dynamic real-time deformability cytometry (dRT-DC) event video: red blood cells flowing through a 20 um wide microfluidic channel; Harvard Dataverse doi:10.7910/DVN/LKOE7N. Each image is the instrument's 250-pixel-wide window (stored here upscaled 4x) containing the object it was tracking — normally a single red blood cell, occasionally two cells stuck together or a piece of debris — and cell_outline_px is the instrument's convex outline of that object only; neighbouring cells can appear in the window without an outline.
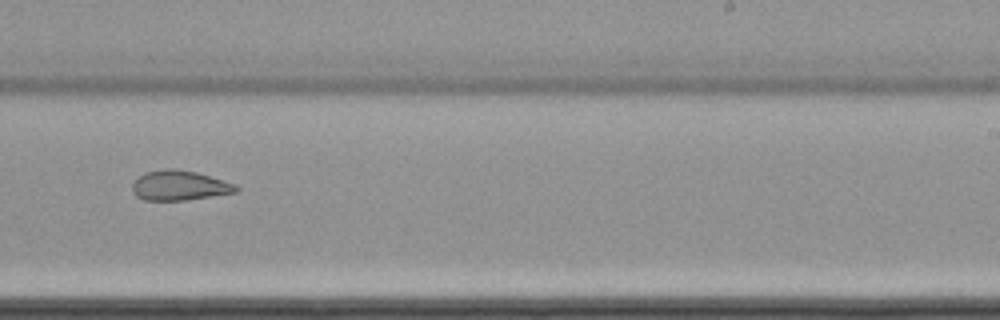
{"species": "common noctule bat (a hibernating species)", "species_latin": "Nyctalus noctula", "temperature_condition": "cold", "stored_images_in_passage": 16, "camera_frame_rate_fps": 3000, "um_per_image_px": 0.085, "animal": {"sex": "female", "body_mass_g": 22.7, "forearm_length_mm": 54.2}, "frame": {"image": 1, "passage_image": 10, "time_ms": 12.333, "image_size_px": [1000, 320], "cell_outline_px": [[240, 188], [236, 192], [184, 200], [144, 200], [136, 196], [132, 192], [132, 184], [144, 172], [168, 168], [172, 168], [196, 172], [236, 184]], "centroid_in_image_um": [15.23, 15.76], "position_along_channel_um": 273.8, "area_um2": 17.92}, "authors_computed_cell_mechanics": {"area_um2": 20.4323, "velocity_mm_per_s": 3.4955, "shape_relaxation_time_tau1_ms": null, "shape_relaxation_time_tau2_ms": 1.7735, "deformation_change_tau1": null, "deformation_change_tau2": 0.0772}}